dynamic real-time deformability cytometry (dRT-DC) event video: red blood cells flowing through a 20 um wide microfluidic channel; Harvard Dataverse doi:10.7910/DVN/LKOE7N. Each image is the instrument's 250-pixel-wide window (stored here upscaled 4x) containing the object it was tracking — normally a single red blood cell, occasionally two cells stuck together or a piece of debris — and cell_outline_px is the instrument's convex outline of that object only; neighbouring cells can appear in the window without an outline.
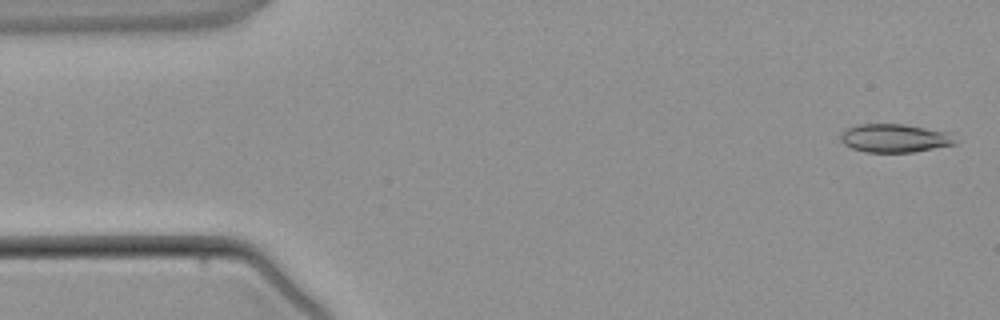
{"species": "common noctule bat (a hibernating species)", "species_latin": "Nyctalus noctula", "temperature_condition": "warm", "stored_images_in_passage": 4, "camera_frame_rate_fps": 3000, "um_per_image_px": 0.085, "animal": {"sex": "male", "body_mass_g": 21.5, "forearm_length_mm": 52.0}, "frame": {"image": 1, "passage_image": 1, "time_ms": 0.0, "image_size_px": [1000, 320], "cell_outline_px": [[956, 144], [912, 152], [864, 152], [852, 148], [844, 144], [840, 140], [840, 132], [856, 124], [904, 124], [952, 132], [956, 140]], "centroid_in_image_um": [76.06, 11.73], "position_along_channel_um": 8.9, "area_um2": 19.19}}
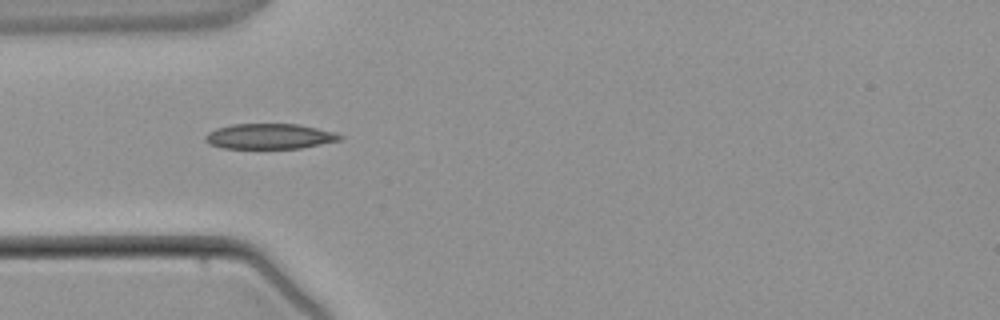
{"frame": {"image": 2, "passage_image": 4, "time_ms": 3.667, "image_size_px": [1000, 320], "cell_outline_px": [[344, 140], [300, 148], [220, 148], [208, 144], [204, 140], [204, 136], [208, 132], [216, 128], [232, 124], [296, 124], [336, 132], [344, 136]], "centroid_in_image_um": [22.91, 11.59], "position_along_channel_um": 62.1, "area_um2": 20.06}}